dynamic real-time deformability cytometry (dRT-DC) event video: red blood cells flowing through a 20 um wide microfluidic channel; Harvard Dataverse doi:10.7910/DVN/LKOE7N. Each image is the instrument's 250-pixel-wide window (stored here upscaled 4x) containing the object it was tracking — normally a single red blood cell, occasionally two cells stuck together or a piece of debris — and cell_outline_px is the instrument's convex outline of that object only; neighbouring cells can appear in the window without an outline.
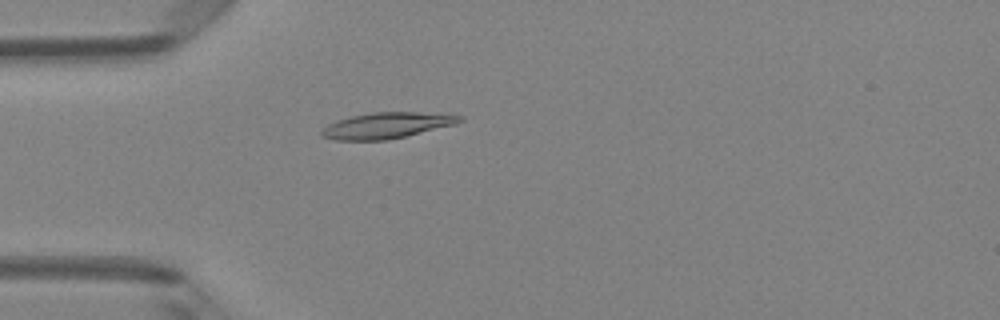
{"species": "Egyptian fruit bat (a non-hibernating species)", "species_latin": "Rousettus aegyptiacus", "temperature_condition": "room temperature", "stored_images_in_passage": 5, "camera_frame_rate_fps": 3000, "um_per_image_px": 0.085, "animal": {"sex": "female"}, "frame": {"image": 1, "passage_image": 5, "time_ms": 1.333, "image_size_px": [1000, 320], "cell_outline_px": [[464, 120], [456, 124], [388, 140], [336, 140], [320, 136], [320, 132], [328, 124], [352, 116], [372, 112], [416, 112], [464, 116]], "centroid_in_image_um": [32.87, 10.67], "position_along_channel_um": 52.1, "area_um2": 20.63}}